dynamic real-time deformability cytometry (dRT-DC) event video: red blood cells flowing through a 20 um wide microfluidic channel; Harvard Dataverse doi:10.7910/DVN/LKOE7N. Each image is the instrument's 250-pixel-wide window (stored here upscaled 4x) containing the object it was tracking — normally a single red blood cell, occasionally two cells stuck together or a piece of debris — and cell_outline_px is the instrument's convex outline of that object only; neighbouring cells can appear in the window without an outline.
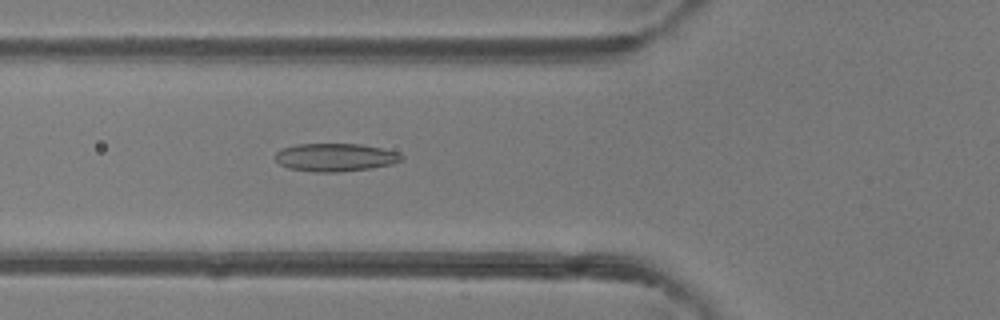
{"species": "common noctule bat (a hibernating species)", "species_latin": "Nyctalus noctula", "temperature_condition": "room temperature", "stored_images_in_passage": 48, "camera_frame_rate_fps": 3000, "um_per_image_px": 0.085, "animal": {"sex": "female"}, "frame": {"image": 1, "passage_image": 18, "time_ms": 5.667, "image_size_px": [1000, 320], "cell_outline_px": [[404, 160], [392, 164], [372, 168], [340, 172], [316, 172], [288, 168], [280, 164], [276, 160], [276, 152], [284, 148], [296, 144], [360, 144], [400, 152], [404, 156]], "centroid_in_image_um": [28.55, 13.38], "position_along_channel_um": 97.2, "area_um2": 20.69}}
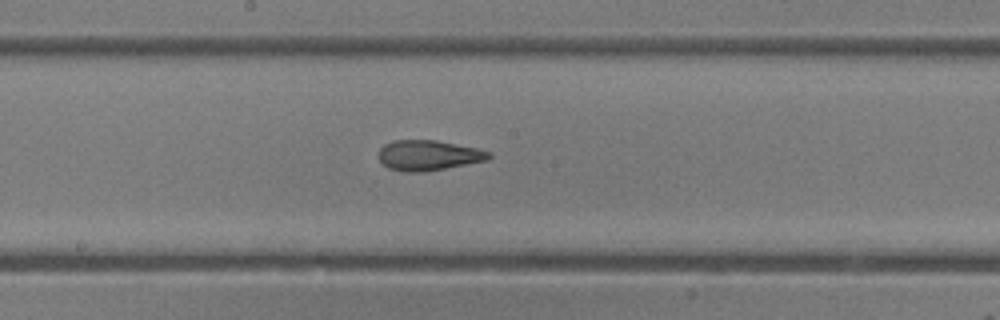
{"frame": {"image": 2, "passage_image": 26, "time_ms": 8.333, "image_size_px": [1000, 320], "cell_outline_px": [[492, 156], [488, 160], [424, 172], [404, 172], [388, 168], [380, 160], [380, 148], [384, 144], [392, 140], [436, 140], [476, 148], [492, 152]], "centroid_in_image_um": [36.43, 13.2], "position_along_channel_um": 211.8, "area_um2": 19.42}}
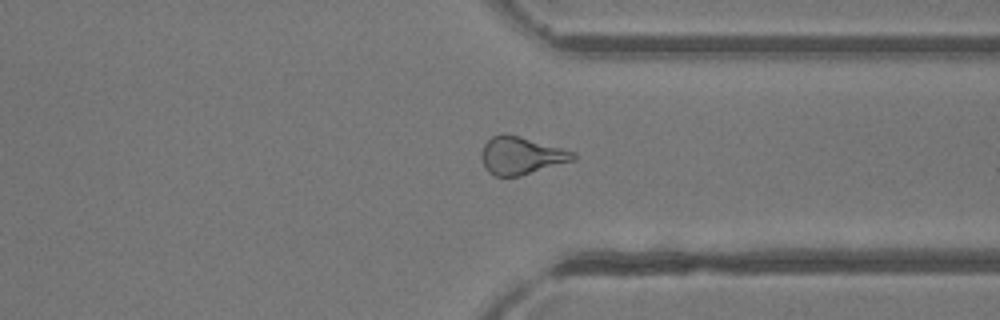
{"frame": {"image": 3, "passage_image": 37, "time_ms": 12.0, "image_size_px": [1000, 320], "cell_outline_px": [[576, 160], [520, 176], [496, 176], [488, 172], [484, 168], [480, 156], [480, 152], [484, 144], [492, 136], [520, 136], [576, 152]], "centroid_in_image_um": [44.31, 13.25], "position_along_channel_um": 367.1, "area_um2": 20.0}, "authors_computed_cell_mechanics": {"area_um2": 20.6924, "velocity_mm_per_s": 4.2605, "shape_relaxation_time_tau1_ms": 8.5806, "shape_relaxation_time_tau2_ms": 2.095, "deformation_change_tau1": 0.2177, "deformation_change_tau2": 0.0937}}